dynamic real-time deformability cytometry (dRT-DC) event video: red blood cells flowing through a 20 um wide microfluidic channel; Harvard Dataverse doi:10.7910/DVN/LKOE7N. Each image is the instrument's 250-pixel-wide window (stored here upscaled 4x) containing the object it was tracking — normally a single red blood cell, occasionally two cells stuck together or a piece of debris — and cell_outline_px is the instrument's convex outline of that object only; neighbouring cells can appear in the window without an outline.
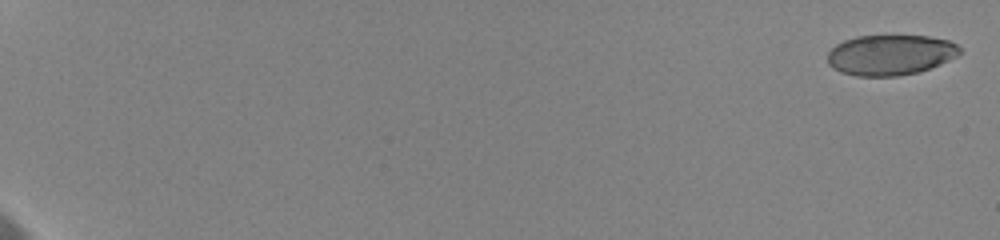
{"species": "human", "species_latin": "Homo sapiens", "temperature_condition": "cold", "stored_images_in_passage": 18, "camera_frame_rate_fps": 3000, "um_per_image_px": 0.085, "donor": {"sex": "female"}, "frame": {"image": 1, "passage_image": 1, "time_ms": 0.0, "image_size_px": [1000, 240], "cell_outline_px": [[960, 52], [956, 56], [940, 64], [916, 72], [896, 76], [856, 76], [840, 72], [832, 68], [828, 64], [828, 52], [836, 44], [844, 40], [856, 36], [928, 36], [948, 40], [956, 44], [960, 48]], "centroid_in_image_um": [75.64, 4.66], "position_along_channel_um": 9.4, "area_um2": 30.98}}
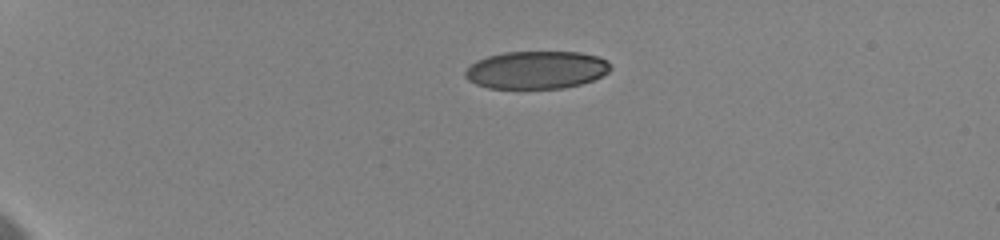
{"frame": {"image": 2, "passage_image": 8, "time_ms": 5.0, "image_size_px": [1000, 240], "cell_outline_px": [[612, 68], [608, 72], [592, 80], [580, 84], [564, 88], [488, 88], [476, 84], [468, 80], [464, 76], [464, 72], [476, 60], [488, 56], [504, 52], [580, 52], [600, 56], [608, 60]], "centroid_in_image_um": [45.61, 5.93], "position_along_channel_um": 39.4, "area_um2": 32.08}}